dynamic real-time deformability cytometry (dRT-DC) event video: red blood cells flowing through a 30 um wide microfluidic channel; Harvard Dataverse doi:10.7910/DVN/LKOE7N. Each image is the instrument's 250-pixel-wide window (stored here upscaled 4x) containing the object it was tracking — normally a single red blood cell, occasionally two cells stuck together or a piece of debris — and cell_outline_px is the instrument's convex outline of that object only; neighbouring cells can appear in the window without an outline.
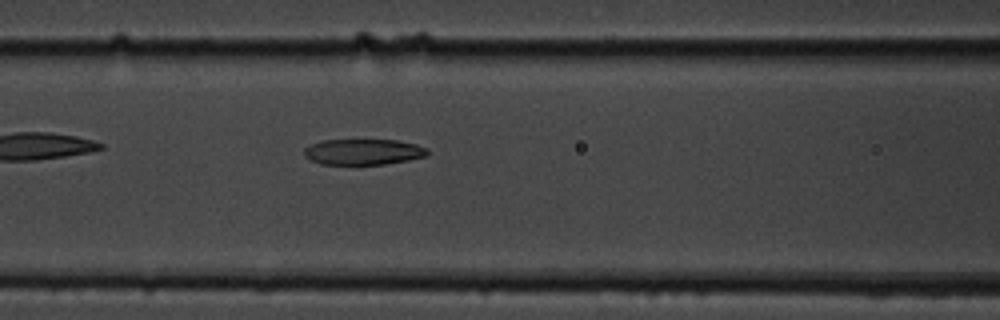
{"species": "common noctule bat (a hibernating species)", "species_latin": "Nyctalus noctula", "temperature_condition": "cold", "stored_images_in_passage": 38, "camera_frame_rate_fps": 3000, "um_per_image_px": 0.085, "animal": {"sex": "male", "body_mass_g": 19.5, "forearm_length_mm": 54.6}, "frame": {"image": 1, "passage_image": 6, "time_ms": 1.667, "image_size_px": [1000, 320], "cell_outline_px": [[428, 156], [408, 160], [384, 164], [320, 164], [308, 160], [304, 156], [304, 148], [320, 140], [396, 140], [416, 144], [428, 148]], "centroid_in_image_um": [30.86, 12.91], "position_along_channel_um": 135.7, "area_um2": 18.67}}
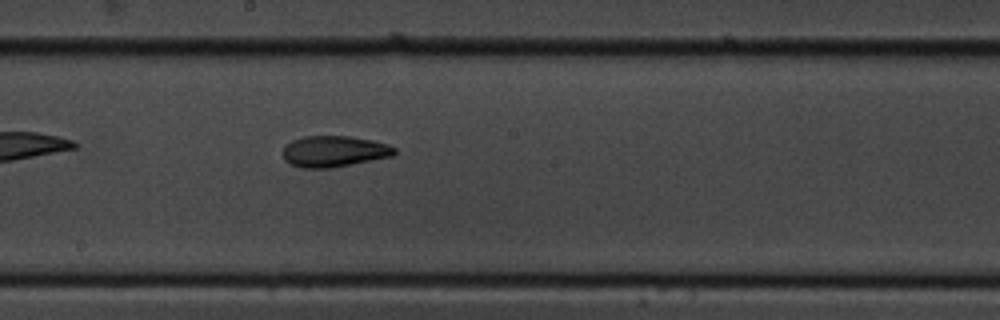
{"frame": {"image": 2, "passage_image": 13, "time_ms": 4.0, "image_size_px": [1000, 320], "cell_outline_px": [[396, 152], [392, 156], [332, 168], [300, 168], [284, 160], [284, 148], [292, 140], [304, 136], [348, 136], [372, 140], [388, 144], [396, 148]], "centroid_in_image_um": [28.41, 12.87], "position_along_channel_um": 219.8, "area_um2": 20.17}}
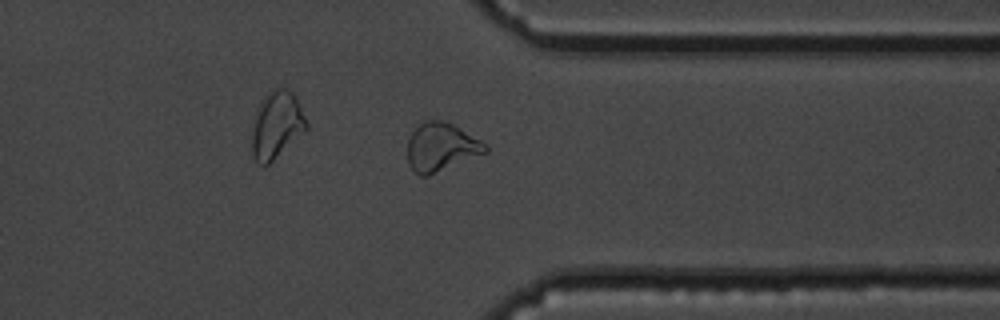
{"frame": {"image": 3, "passage_image": 26, "time_ms": 8.333, "image_size_px": [1000, 320], "cell_outline_px": [[488, 152], [428, 176], [420, 176], [408, 164], [408, 140], [412, 132], [424, 120], [440, 120], [452, 124], [480, 140], [488, 148]], "centroid_in_image_um": [37.48, 12.51], "position_along_channel_um": 373.9, "area_um2": 21.68}}